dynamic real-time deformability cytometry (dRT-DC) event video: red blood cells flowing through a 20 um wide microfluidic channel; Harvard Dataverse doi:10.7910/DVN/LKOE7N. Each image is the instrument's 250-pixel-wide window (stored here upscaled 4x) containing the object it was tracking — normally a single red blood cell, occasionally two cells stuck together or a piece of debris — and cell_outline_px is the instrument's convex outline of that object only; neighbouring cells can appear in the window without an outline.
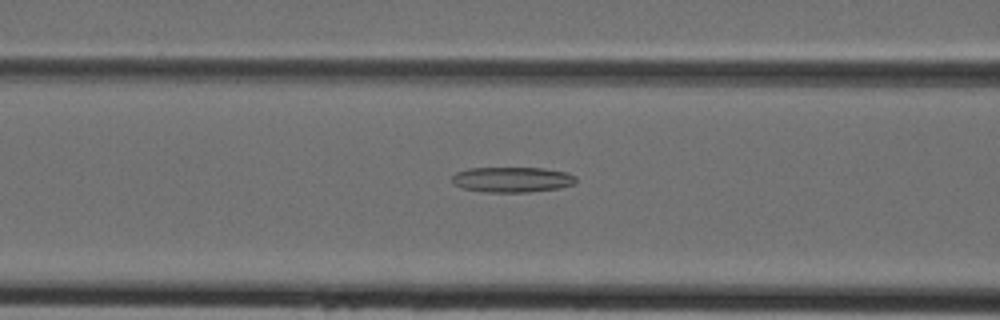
{"species": "Egyptian fruit bat (a non-hibernating species)", "species_latin": "Rousettus aegyptiacus", "temperature_condition": "cold", "stored_images_in_passage": 33, "camera_frame_rate_fps": 3000, "um_per_image_px": 0.085, "animal": {"sex": "female"}, "frame": {"image": 1, "passage_image": 7, "time_ms": 2.0, "image_size_px": [1000, 320], "cell_outline_px": [[576, 184], [560, 188], [528, 192], [484, 192], [460, 188], [452, 180], [452, 176], [456, 172], [468, 168], [544, 168], [568, 172], [576, 176]], "centroid_in_image_um": [43.56, 15.26], "position_along_channel_um": 123.0, "area_um2": 18.5}}
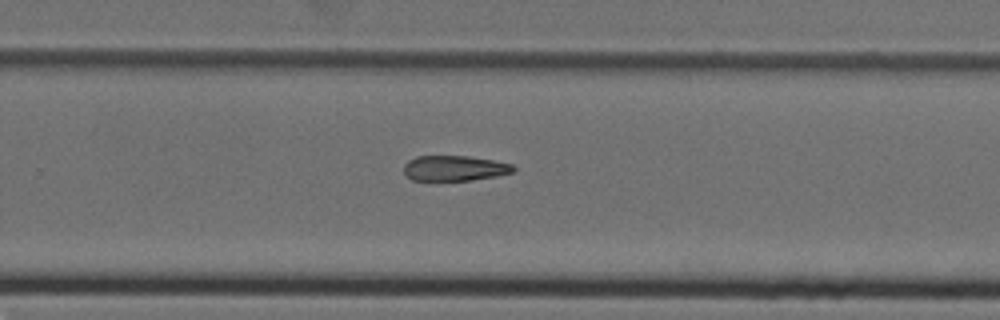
{"frame": {"image": 2, "passage_image": 18, "time_ms": 5.667, "image_size_px": [1000, 320], "cell_outline_px": [[516, 168], [512, 172], [496, 176], [472, 180], [412, 180], [404, 172], [404, 164], [408, 160], [416, 156], [468, 156], [492, 160], [512, 164]], "centroid_in_image_um": [38.62, 14.29], "position_along_channel_um": 291.2, "area_um2": 16.07}}
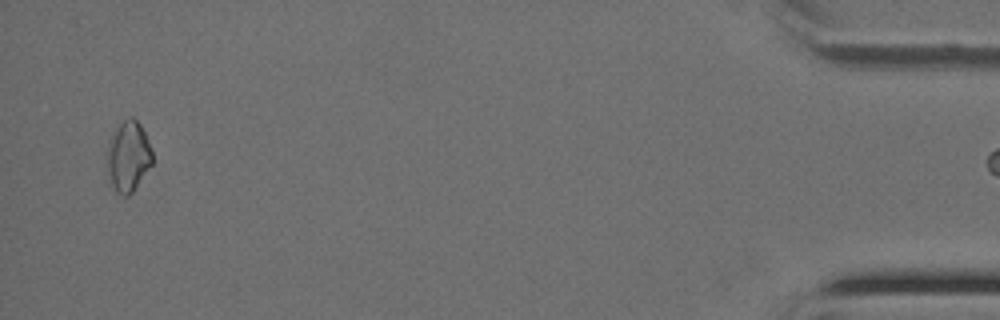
{"frame": {"image": 3, "passage_image": 32, "time_ms": 10.333, "image_size_px": [1000, 320], "cell_outline_px": [[152, 164], [132, 192], [128, 196], [124, 196], [116, 192], [108, 180], [104, 156], [108, 140], [112, 132], [128, 116], [132, 116], [140, 124], [152, 148]], "centroid_in_image_um": [10.84, 13.29], "position_along_channel_um": 424.4, "area_um2": 19.19}}